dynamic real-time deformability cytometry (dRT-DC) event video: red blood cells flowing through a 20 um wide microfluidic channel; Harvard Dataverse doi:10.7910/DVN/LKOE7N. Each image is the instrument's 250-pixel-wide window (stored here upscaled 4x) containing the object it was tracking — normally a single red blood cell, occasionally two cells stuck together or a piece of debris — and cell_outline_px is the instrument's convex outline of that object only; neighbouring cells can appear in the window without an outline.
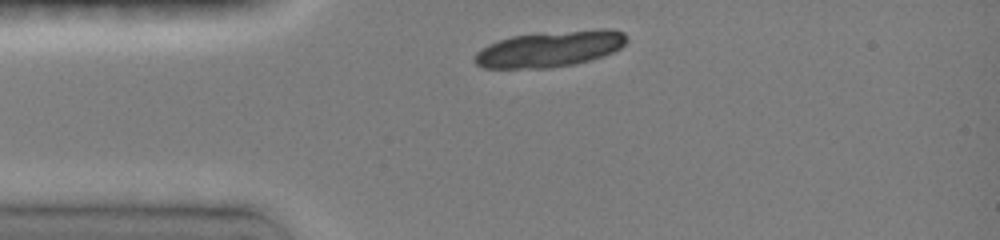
{"species": "common noctule bat (a hibernating species)", "species_latin": "Nyctalus noctula", "temperature_condition": "room temperature", "stored_images_in_passage": 2, "camera_frame_rate_fps": 3000, "um_per_image_px": 0.085, "animal": {"sex": "female", "body_mass_g": 19.0, "forearm_length_mm": 51.5}, "frame": {"image": 1, "passage_image": 1, "time_ms": 0.0, "image_size_px": [1000, 240], "cell_outline_px": [[628, 40], [620, 48], [612, 52], [592, 60], [576, 64], [548, 68], [484, 68], [476, 64], [472, 60], [472, 56], [476, 52], [488, 44], [512, 36], [600, 28], [608, 28], [624, 32]], "centroid_in_image_um": [46.74, 4.17], "position_along_channel_um": 38.3, "area_um2": 31.96}}